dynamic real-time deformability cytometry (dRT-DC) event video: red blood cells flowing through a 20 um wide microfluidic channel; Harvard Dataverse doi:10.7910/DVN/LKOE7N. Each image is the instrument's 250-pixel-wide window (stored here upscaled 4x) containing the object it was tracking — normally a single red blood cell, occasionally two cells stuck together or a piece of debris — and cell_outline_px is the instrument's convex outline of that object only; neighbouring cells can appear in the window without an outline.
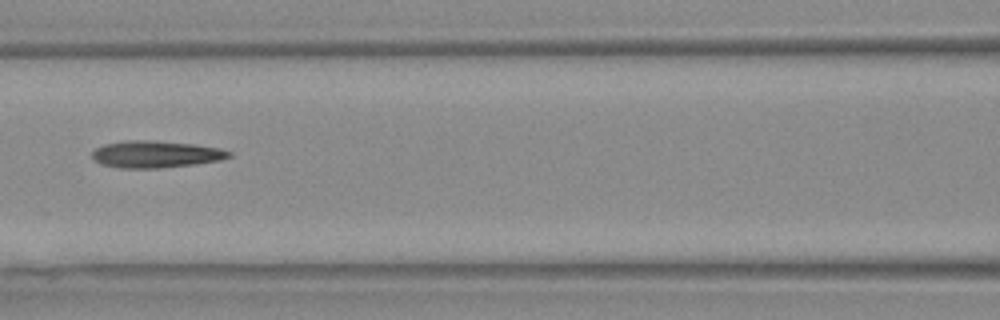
{"species": "Egyptian fruit bat (a non-hibernating species)", "species_latin": "Rousettus aegyptiacus", "temperature_condition": "warm", "stored_images_in_passage": 4, "camera_frame_rate_fps": 3000, "um_per_image_px": 0.085, "animal": {"sex": "female"}, "frame": {"image": 1, "passage_image": 4, "time_ms": 1.0, "image_size_px": [1000, 320], "cell_outline_px": [[232, 156], [220, 160], [192, 164], [160, 168], [120, 168], [104, 164], [96, 160], [92, 156], [92, 152], [96, 148], [104, 144], [124, 140], [152, 140], [192, 144], [220, 148], [232, 152]], "centroid_in_image_um": [13.25, 13.1], "position_along_channel_um": 153.4, "area_um2": 21.33}}